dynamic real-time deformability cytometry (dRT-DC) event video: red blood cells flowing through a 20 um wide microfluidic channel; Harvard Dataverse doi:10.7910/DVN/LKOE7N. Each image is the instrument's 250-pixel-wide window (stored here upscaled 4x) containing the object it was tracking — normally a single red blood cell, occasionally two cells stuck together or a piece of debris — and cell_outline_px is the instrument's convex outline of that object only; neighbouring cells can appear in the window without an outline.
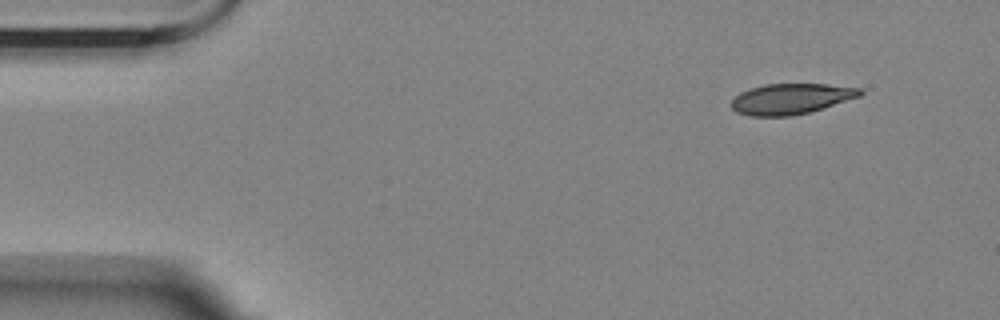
{"species": "Egyptian fruit bat (a non-hibernating species)", "species_latin": "Rousettus aegyptiacus", "temperature_condition": "room temperature", "stored_images_in_passage": 51, "camera_frame_rate_fps": 3000, "um_per_image_px": 0.085, "animal": {"sex": "female"}, "frame": {"image": 1, "passage_image": 1, "time_ms": 0.0, "image_size_px": [1000, 320], "cell_outline_px": [[864, 92], [860, 96], [812, 112], [792, 116], [748, 116], [736, 112], [732, 108], [732, 100], [740, 92], [764, 84], [828, 84], [860, 88]], "centroid_in_image_um": [67.24, 8.41], "position_along_channel_um": 17.8, "area_um2": 23.06}}
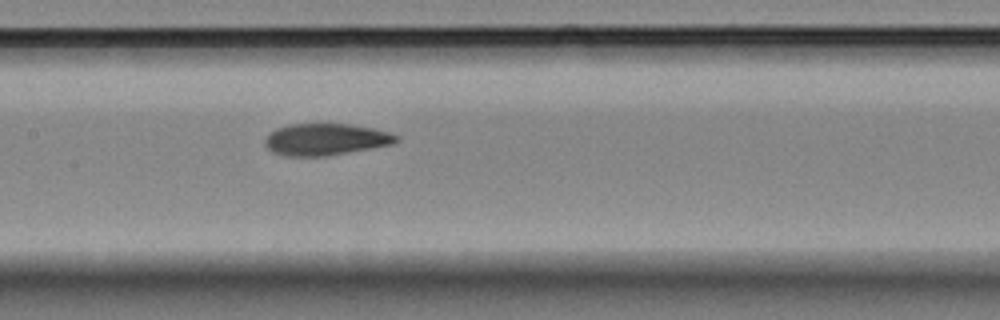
{"frame": {"image": 2, "passage_image": 22, "time_ms": 7.0, "image_size_px": [1000, 320], "cell_outline_px": [[400, 140], [392, 144], [372, 148], [328, 156], [284, 156], [272, 152], [264, 144], [264, 140], [276, 128], [292, 124], [348, 124], [372, 128], [388, 132], [400, 136]], "centroid_in_image_um": [27.69, 11.86], "position_along_channel_um": 179.7, "area_um2": 24.28}}
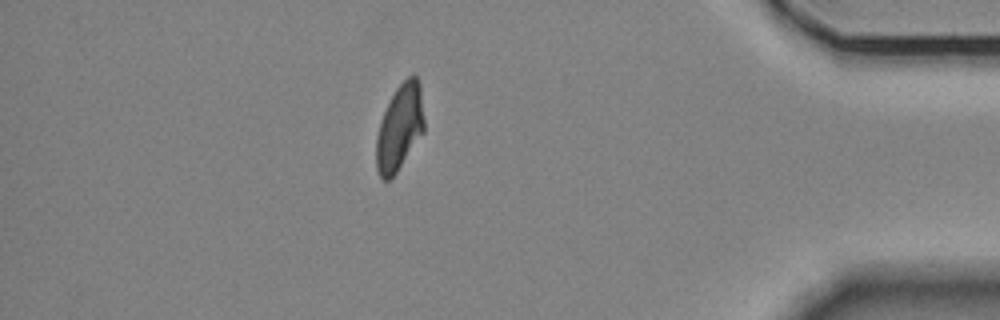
{"frame": {"image": 3, "passage_image": 44, "time_ms": 14.333, "image_size_px": [1000, 320], "cell_outline_px": [[424, 132], [396, 172], [388, 180], [384, 180], [380, 176], [376, 168], [376, 136], [380, 120], [396, 88], [412, 72], [416, 76], [420, 84], [424, 120]], "centroid_in_image_um": [33.97, 10.82], "position_along_channel_um": 401.2, "area_um2": 23.87}, "authors_computed_cell_mechanics": {"area_um2": 24.7962, "velocity_mm_per_s": 3.5653, "shape_relaxation_time_tau1_ms": 9.6996, "shape_relaxation_time_tau2_ms": 2.1468, "deformation_change_tau1": 0.2225, "deformation_change_tau2": 0.0819}}